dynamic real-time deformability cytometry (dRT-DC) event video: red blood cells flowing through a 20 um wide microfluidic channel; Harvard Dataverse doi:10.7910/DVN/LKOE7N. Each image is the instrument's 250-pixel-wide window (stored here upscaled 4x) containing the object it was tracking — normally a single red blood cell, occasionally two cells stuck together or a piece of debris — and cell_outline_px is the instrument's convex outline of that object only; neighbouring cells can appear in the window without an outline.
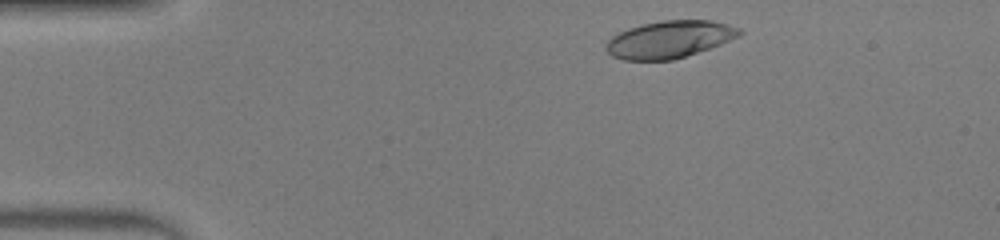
{"species": "human", "species_latin": "Homo sapiens", "temperature_condition": "warm", "stored_images_in_passage": 47, "camera_frame_rate_fps": 3000, "um_per_image_px": 0.085, "donor": {"sex": "male"}, "frame": {"image": 1, "passage_image": 3, "time_ms": 0.667, "image_size_px": [1000, 240], "cell_outline_px": [[740, 32], [736, 36], [708, 48], [672, 60], [624, 60], [612, 56], [608, 52], [608, 40], [612, 36], [620, 32], [644, 24], [664, 20], [708, 20], [724, 24]], "centroid_in_image_um": [56.8, 3.36], "position_along_channel_um": 28.2, "area_um2": 27.69}}
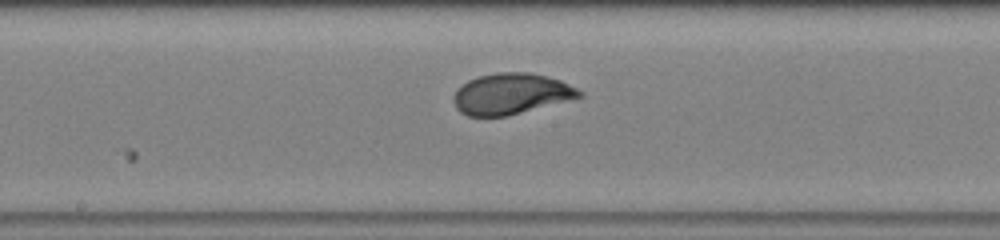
{"frame": {"image": 2, "passage_image": 22, "time_ms": 7.0, "image_size_px": [1000, 240], "cell_outline_px": [[584, 92], [580, 96], [504, 116], [468, 116], [460, 112], [456, 108], [456, 92], [468, 80], [480, 76], [500, 72], [524, 72], [544, 76], [560, 80]], "centroid_in_image_um": [43.42, 7.96], "position_along_channel_um": 204.8, "area_um2": 28.84}}
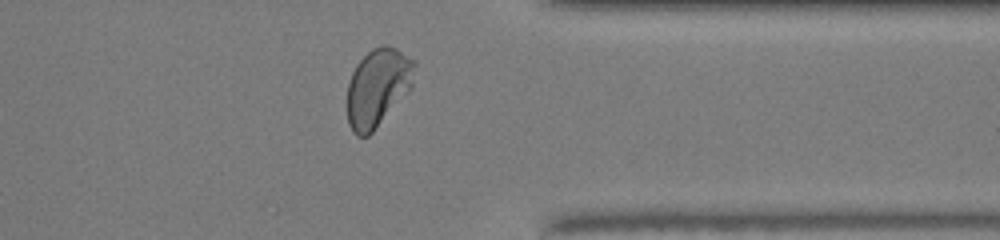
{"frame": {"image": 3, "passage_image": 36, "time_ms": 11.667, "image_size_px": [1000, 240], "cell_outline_px": [[416, 64], [412, 84], [372, 132], [368, 136], [356, 136], [352, 132], [348, 124], [348, 84], [352, 72], [356, 64], [372, 48], [396, 48], [412, 60]], "centroid_in_image_um": [32.06, 7.45], "position_along_channel_um": 379.3, "area_um2": 29.54}, "authors_computed_cell_mechanics": {"area_um2": 29.0156, "velocity_mm_per_s": 3.8859, "shape_relaxation_time_tau1_ms": 3.3106, "shape_relaxation_time_tau2_ms": null, "deformation_change_tau1": 0.1999, "deformation_change_tau2": null}}